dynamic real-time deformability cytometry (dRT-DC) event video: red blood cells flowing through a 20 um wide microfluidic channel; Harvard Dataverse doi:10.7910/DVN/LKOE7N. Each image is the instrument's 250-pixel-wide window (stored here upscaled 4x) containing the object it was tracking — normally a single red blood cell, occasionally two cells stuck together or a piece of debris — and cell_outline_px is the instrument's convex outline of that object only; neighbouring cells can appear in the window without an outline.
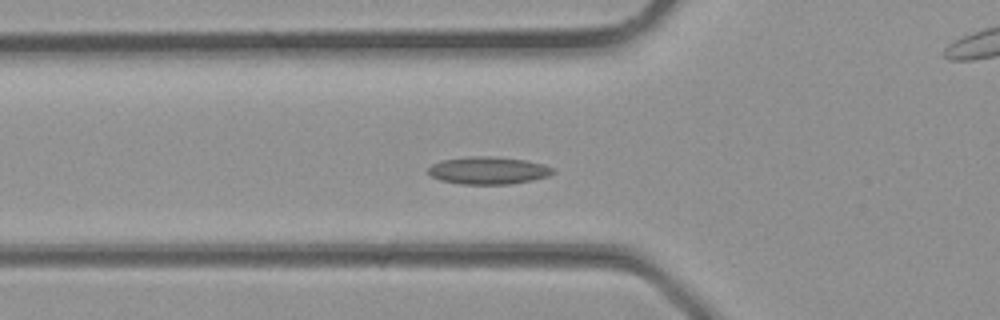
{"species": "common noctule bat (a hibernating species)", "species_latin": "Nyctalus noctula", "temperature_condition": "room temperature", "stored_images_in_passage": 35, "camera_frame_rate_fps": 3000, "um_per_image_px": 0.085, "animal": {"sex": "male", "body_mass_g": 23.1, "forearm_length_mm": 52.7}, "frame": {"image": 1, "passage_image": 12, "time_ms": 3.667, "image_size_px": [1000, 320], "cell_outline_px": [[556, 172], [548, 176], [532, 180], [508, 184], [460, 184], [440, 180], [432, 176], [428, 172], [428, 168], [432, 164], [440, 160], [468, 156], [488, 156], [524, 160], [544, 164], [556, 168]], "centroid_in_image_um": [41.51, 14.48], "position_along_channel_um": 84.3, "area_um2": 20.06}}
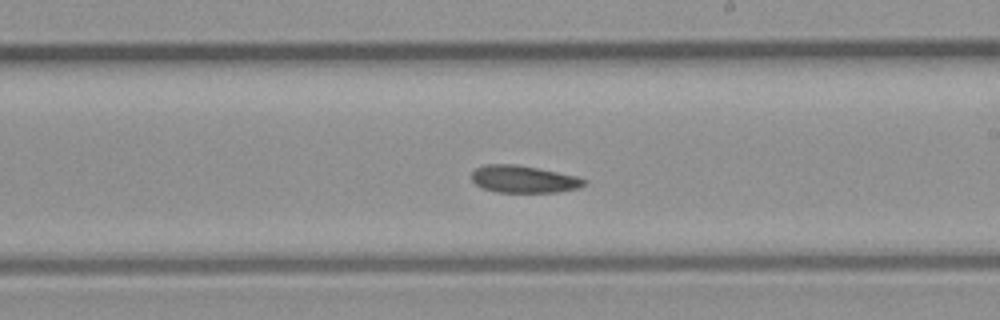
{"frame": {"image": 2, "passage_image": 20, "time_ms": 6.333, "image_size_px": [1000, 320], "cell_outline_px": [[588, 180], [580, 188], [556, 192], [496, 192], [480, 188], [472, 180], [472, 172], [476, 168], [484, 164], [516, 164], [576, 176]], "centroid_in_image_um": [44.48, 15.23], "position_along_channel_um": 244.5, "area_um2": 17.86}}
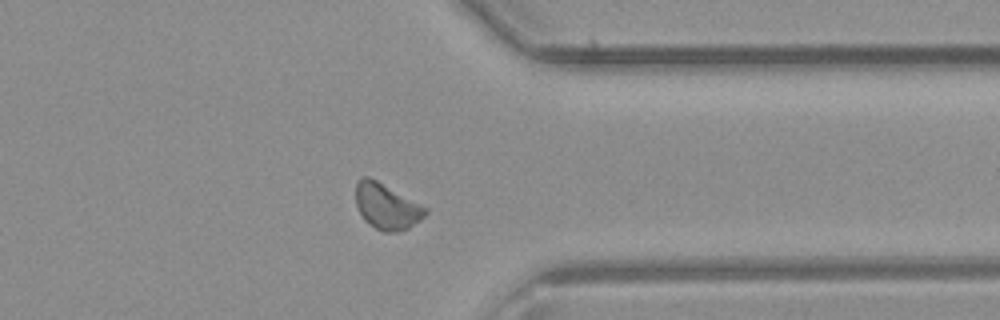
{"frame": {"image": 3, "passage_image": 27, "time_ms": 8.667, "image_size_px": [1000, 320], "cell_outline_px": [[428, 212], [420, 220], [408, 228], [400, 232], [384, 232], [368, 224], [364, 220], [356, 204], [356, 184], [360, 176], [368, 176], [376, 180], [428, 208]], "centroid_in_image_um": [32.86, 17.55], "position_along_channel_um": 378.5, "area_um2": 18.5}}